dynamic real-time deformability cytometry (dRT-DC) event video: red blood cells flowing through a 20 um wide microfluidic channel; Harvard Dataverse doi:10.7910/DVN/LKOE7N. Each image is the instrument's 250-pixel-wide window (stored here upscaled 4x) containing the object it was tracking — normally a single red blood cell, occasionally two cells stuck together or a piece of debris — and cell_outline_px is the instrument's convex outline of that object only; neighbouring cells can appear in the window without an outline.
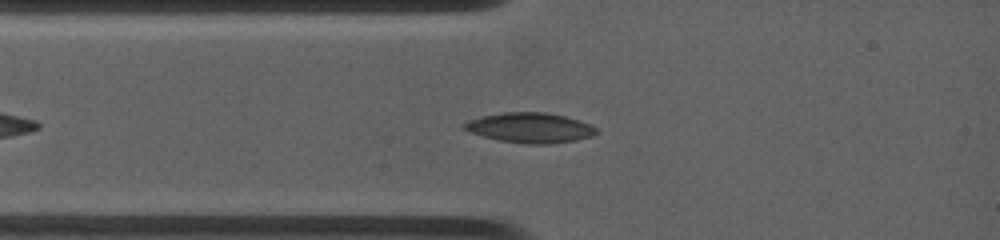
{"species": "common noctule bat (a hibernating species)", "species_latin": "Nyctalus noctula", "temperature_condition": "warm", "stored_images_in_passage": 55, "camera_frame_rate_fps": 4500, "um_per_image_px": 0.085, "animal": {"sex": "female", "body_mass_g": 19.0, "forearm_length_mm": 53.3}, "frame": {"image": 1, "passage_image": 8, "time_ms": 2.0, "image_size_px": [1000, 240], "cell_outline_px": [[596, 132], [592, 136], [576, 140], [548, 144], [528, 144], [500, 140], [468, 132], [460, 124], [468, 120], [484, 116], [504, 112], [544, 112], [564, 116], [588, 124], [596, 128]], "centroid_in_image_um": [45.01, 10.86], "position_along_channel_um": 40.0, "area_um2": 22.83}}
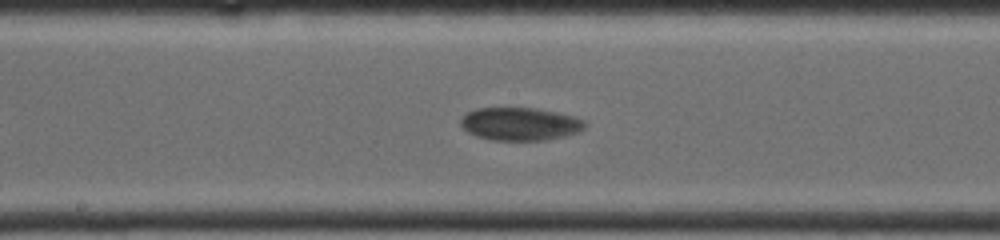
{"frame": {"image": 2, "passage_image": 26, "time_ms": 6.444, "image_size_px": [1000, 240], "cell_outline_px": [[588, 124], [580, 132], [564, 136], [544, 140], [492, 140], [476, 136], [468, 132], [460, 124], [460, 120], [468, 112], [476, 108], [532, 108], [556, 112], [576, 116], [584, 120]], "centroid_in_image_um": [44.24, 10.54], "position_along_channel_um": 204.0, "area_um2": 23.87}}
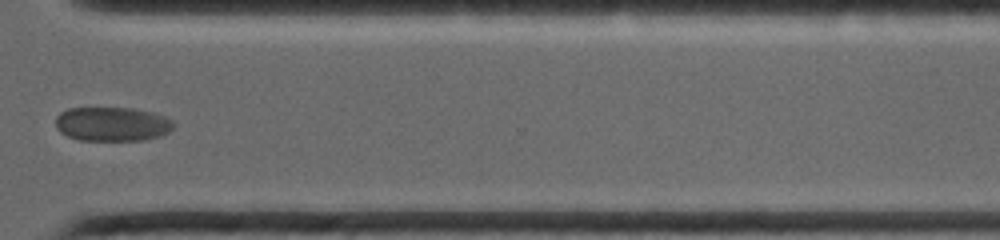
{"frame": {"image": 3, "passage_image": 37, "time_ms": 10.667, "image_size_px": [1000, 240], "cell_outline_px": [[176, 124], [168, 132], [160, 136], [144, 140], [80, 140], [68, 136], [60, 132], [56, 128], [56, 116], [60, 112], [68, 108], [136, 108], [152, 112], [164, 116], [172, 120]], "centroid_in_image_um": [9.54, 10.54], "position_along_channel_um": 361.1, "area_um2": 23.64}, "authors_computed_cell_mechanics": {"area_um2": 22.7732, "velocity_mm_per_s": 3.7086, "shape_relaxation_time_tau1_ms": 2.9961, "shape_relaxation_time_tau2_ms": 1.7992, "deformation_change_tau1": 0.0629, "deformation_change_tau2": 0.0245}}